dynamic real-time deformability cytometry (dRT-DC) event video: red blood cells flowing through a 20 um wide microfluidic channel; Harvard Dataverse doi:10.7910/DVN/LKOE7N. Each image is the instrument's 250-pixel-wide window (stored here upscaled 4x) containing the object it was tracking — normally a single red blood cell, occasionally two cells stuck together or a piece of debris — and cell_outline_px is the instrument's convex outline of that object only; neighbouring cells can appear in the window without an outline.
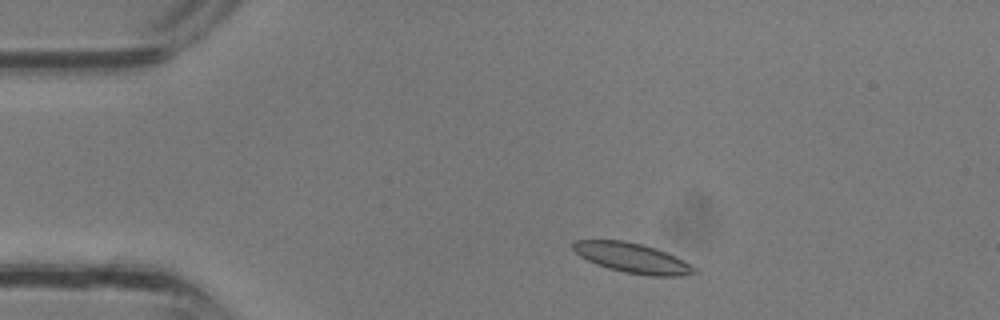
{"species": "common noctule bat (a hibernating species)", "species_latin": "Nyctalus noctula", "temperature_condition": "room temperature", "stored_images_in_passage": 30, "camera_frame_rate_fps": 3000, "um_per_image_px": 0.085, "animal": {"sex": "male", "body_mass_g": 13.3}, "frame": {"image": 1, "passage_image": 3, "time_ms": 0.667, "image_size_px": [1000, 320], "cell_outline_px": [[700, 272], [680, 276], [648, 276], [624, 272], [608, 268], [596, 264], [580, 256], [572, 248], [572, 240], [624, 240], [656, 248], [676, 256], [696, 268]], "centroid_in_image_um": [53.76, 21.93], "position_along_channel_um": 31.2, "area_um2": 21.15}}
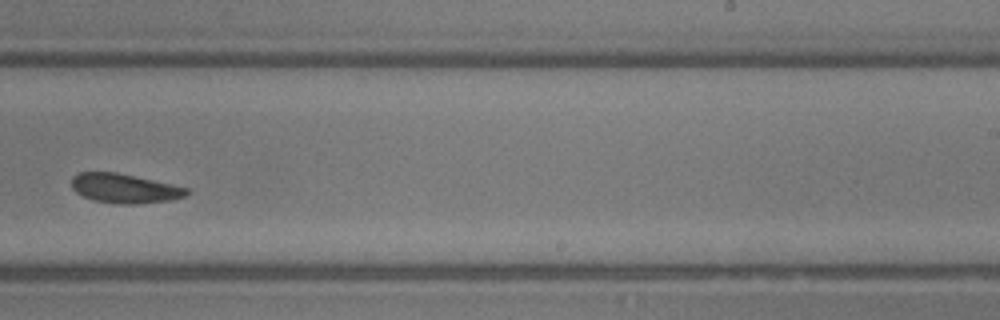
{"frame": {"image": 2, "passage_image": 18, "time_ms": 5.667, "image_size_px": [1000, 320], "cell_outline_px": [[188, 192], [184, 196], [172, 200], [136, 204], [116, 204], [92, 200], [76, 192], [72, 188], [72, 176], [80, 172], [116, 172], [172, 184], [188, 188]], "centroid_in_image_um": [10.57, 16.02], "position_along_channel_um": 278.4, "area_um2": 19.65}}
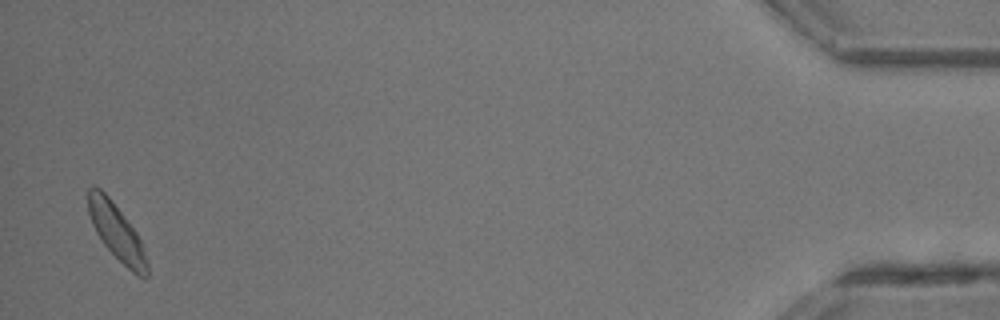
{"frame": {"image": 3, "passage_image": 30, "time_ms": 9.667, "image_size_px": [1000, 320], "cell_outline_px": [[148, 276], [144, 280], [132, 272], [104, 244], [96, 232], [92, 224], [88, 212], [88, 188], [92, 184], [100, 188], [112, 200], [136, 232], [140, 240], [148, 264]], "centroid_in_image_um": [9.9, 19.71], "position_along_channel_um": 425.3, "area_um2": 19.02}}